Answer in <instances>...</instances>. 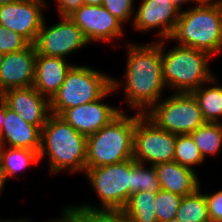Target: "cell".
Listing matches in <instances>:
<instances>
[{
	"label": "cell",
	"instance_id": "obj_2",
	"mask_svg": "<svg viewBox=\"0 0 222 222\" xmlns=\"http://www.w3.org/2000/svg\"><path fill=\"white\" fill-rule=\"evenodd\" d=\"M214 1V2H213ZM208 0L180 12L169 39L180 46L191 47L214 55L222 51V0Z\"/></svg>",
	"mask_w": 222,
	"mask_h": 222
},
{
	"label": "cell",
	"instance_id": "obj_4",
	"mask_svg": "<svg viewBox=\"0 0 222 222\" xmlns=\"http://www.w3.org/2000/svg\"><path fill=\"white\" fill-rule=\"evenodd\" d=\"M135 116L121 112L98 132L87 137L86 168H96L133 158Z\"/></svg>",
	"mask_w": 222,
	"mask_h": 222
},
{
	"label": "cell",
	"instance_id": "obj_27",
	"mask_svg": "<svg viewBox=\"0 0 222 222\" xmlns=\"http://www.w3.org/2000/svg\"><path fill=\"white\" fill-rule=\"evenodd\" d=\"M199 148L190 134L176 135L174 161L184 167L191 168L204 161Z\"/></svg>",
	"mask_w": 222,
	"mask_h": 222
},
{
	"label": "cell",
	"instance_id": "obj_24",
	"mask_svg": "<svg viewBox=\"0 0 222 222\" xmlns=\"http://www.w3.org/2000/svg\"><path fill=\"white\" fill-rule=\"evenodd\" d=\"M182 222H211L208 215V204L200 188L194 193L182 197L176 214Z\"/></svg>",
	"mask_w": 222,
	"mask_h": 222
},
{
	"label": "cell",
	"instance_id": "obj_38",
	"mask_svg": "<svg viewBox=\"0 0 222 222\" xmlns=\"http://www.w3.org/2000/svg\"><path fill=\"white\" fill-rule=\"evenodd\" d=\"M0 222H27V220H16V221H13V220H3V221H0Z\"/></svg>",
	"mask_w": 222,
	"mask_h": 222
},
{
	"label": "cell",
	"instance_id": "obj_28",
	"mask_svg": "<svg viewBox=\"0 0 222 222\" xmlns=\"http://www.w3.org/2000/svg\"><path fill=\"white\" fill-rule=\"evenodd\" d=\"M182 196L164 190L156 193V217L158 222H169L176 219Z\"/></svg>",
	"mask_w": 222,
	"mask_h": 222
},
{
	"label": "cell",
	"instance_id": "obj_12",
	"mask_svg": "<svg viewBox=\"0 0 222 222\" xmlns=\"http://www.w3.org/2000/svg\"><path fill=\"white\" fill-rule=\"evenodd\" d=\"M47 7L44 0H20L0 5V26L23 36L34 44L44 21L42 8Z\"/></svg>",
	"mask_w": 222,
	"mask_h": 222
},
{
	"label": "cell",
	"instance_id": "obj_25",
	"mask_svg": "<svg viewBox=\"0 0 222 222\" xmlns=\"http://www.w3.org/2000/svg\"><path fill=\"white\" fill-rule=\"evenodd\" d=\"M200 153L205 159L207 154L214 155L222 145V123H205L190 133Z\"/></svg>",
	"mask_w": 222,
	"mask_h": 222
},
{
	"label": "cell",
	"instance_id": "obj_3",
	"mask_svg": "<svg viewBox=\"0 0 222 222\" xmlns=\"http://www.w3.org/2000/svg\"><path fill=\"white\" fill-rule=\"evenodd\" d=\"M87 137L77 132L61 116L51 114L41 130L40 160L49 156L51 174L70 169L86 171Z\"/></svg>",
	"mask_w": 222,
	"mask_h": 222
},
{
	"label": "cell",
	"instance_id": "obj_1",
	"mask_svg": "<svg viewBox=\"0 0 222 222\" xmlns=\"http://www.w3.org/2000/svg\"><path fill=\"white\" fill-rule=\"evenodd\" d=\"M130 44V45H129ZM128 58L124 83L126 101L138 113H146L161 99L165 83L161 62V41L147 45L128 43ZM145 110V111H144Z\"/></svg>",
	"mask_w": 222,
	"mask_h": 222
},
{
	"label": "cell",
	"instance_id": "obj_16",
	"mask_svg": "<svg viewBox=\"0 0 222 222\" xmlns=\"http://www.w3.org/2000/svg\"><path fill=\"white\" fill-rule=\"evenodd\" d=\"M0 95L8 108L41 130L51 115L50 100L41 95L33 86L8 89Z\"/></svg>",
	"mask_w": 222,
	"mask_h": 222
},
{
	"label": "cell",
	"instance_id": "obj_8",
	"mask_svg": "<svg viewBox=\"0 0 222 222\" xmlns=\"http://www.w3.org/2000/svg\"><path fill=\"white\" fill-rule=\"evenodd\" d=\"M85 175L101 201V209H123L131 195L130 159L96 168Z\"/></svg>",
	"mask_w": 222,
	"mask_h": 222
},
{
	"label": "cell",
	"instance_id": "obj_33",
	"mask_svg": "<svg viewBox=\"0 0 222 222\" xmlns=\"http://www.w3.org/2000/svg\"><path fill=\"white\" fill-rule=\"evenodd\" d=\"M4 115H5V100L0 95V134H1V130H2Z\"/></svg>",
	"mask_w": 222,
	"mask_h": 222
},
{
	"label": "cell",
	"instance_id": "obj_31",
	"mask_svg": "<svg viewBox=\"0 0 222 222\" xmlns=\"http://www.w3.org/2000/svg\"><path fill=\"white\" fill-rule=\"evenodd\" d=\"M208 204V215L211 222H222V190L215 194H204Z\"/></svg>",
	"mask_w": 222,
	"mask_h": 222
},
{
	"label": "cell",
	"instance_id": "obj_23",
	"mask_svg": "<svg viewBox=\"0 0 222 222\" xmlns=\"http://www.w3.org/2000/svg\"><path fill=\"white\" fill-rule=\"evenodd\" d=\"M203 85L194 90L203 118L206 123H221L222 117V86H213L203 89Z\"/></svg>",
	"mask_w": 222,
	"mask_h": 222
},
{
	"label": "cell",
	"instance_id": "obj_20",
	"mask_svg": "<svg viewBox=\"0 0 222 222\" xmlns=\"http://www.w3.org/2000/svg\"><path fill=\"white\" fill-rule=\"evenodd\" d=\"M62 213L65 222H129L123 209H101L86 204L67 207Z\"/></svg>",
	"mask_w": 222,
	"mask_h": 222
},
{
	"label": "cell",
	"instance_id": "obj_29",
	"mask_svg": "<svg viewBox=\"0 0 222 222\" xmlns=\"http://www.w3.org/2000/svg\"><path fill=\"white\" fill-rule=\"evenodd\" d=\"M29 45L30 43L20 34L0 26V52L4 54L18 52Z\"/></svg>",
	"mask_w": 222,
	"mask_h": 222
},
{
	"label": "cell",
	"instance_id": "obj_42",
	"mask_svg": "<svg viewBox=\"0 0 222 222\" xmlns=\"http://www.w3.org/2000/svg\"><path fill=\"white\" fill-rule=\"evenodd\" d=\"M1 148H2V143H1V140H0V151H1Z\"/></svg>",
	"mask_w": 222,
	"mask_h": 222
},
{
	"label": "cell",
	"instance_id": "obj_7",
	"mask_svg": "<svg viewBox=\"0 0 222 222\" xmlns=\"http://www.w3.org/2000/svg\"><path fill=\"white\" fill-rule=\"evenodd\" d=\"M157 103L144 115L165 131L176 135L190 134L206 123L192 93L175 92Z\"/></svg>",
	"mask_w": 222,
	"mask_h": 222
},
{
	"label": "cell",
	"instance_id": "obj_36",
	"mask_svg": "<svg viewBox=\"0 0 222 222\" xmlns=\"http://www.w3.org/2000/svg\"><path fill=\"white\" fill-rule=\"evenodd\" d=\"M5 179H4V176L1 174L0 172V192L3 190V186L5 185Z\"/></svg>",
	"mask_w": 222,
	"mask_h": 222
},
{
	"label": "cell",
	"instance_id": "obj_32",
	"mask_svg": "<svg viewBox=\"0 0 222 222\" xmlns=\"http://www.w3.org/2000/svg\"><path fill=\"white\" fill-rule=\"evenodd\" d=\"M60 16H69L82 5L84 0H56Z\"/></svg>",
	"mask_w": 222,
	"mask_h": 222
},
{
	"label": "cell",
	"instance_id": "obj_18",
	"mask_svg": "<svg viewBox=\"0 0 222 222\" xmlns=\"http://www.w3.org/2000/svg\"><path fill=\"white\" fill-rule=\"evenodd\" d=\"M72 66L64 58L37 53L33 87L41 95L51 100L64 82L65 76Z\"/></svg>",
	"mask_w": 222,
	"mask_h": 222
},
{
	"label": "cell",
	"instance_id": "obj_37",
	"mask_svg": "<svg viewBox=\"0 0 222 222\" xmlns=\"http://www.w3.org/2000/svg\"><path fill=\"white\" fill-rule=\"evenodd\" d=\"M20 0H0V5H5V4H9V3H14Z\"/></svg>",
	"mask_w": 222,
	"mask_h": 222
},
{
	"label": "cell",
	"instance_id": "obj_11",
	"mask_svg": "<svg viewBox=\"0 0 222 222\" xmlns=\"http://www.w3.org/2000/svg\"><path fill=\"white\" fill-rule=\"evenodd\" d=\"M120 83L112 78V86L99 99L66 109L60 116L80 134L86 137L95 134L122 112L100 102L116 90Z\"/></svg>",
	"mask_w": 222,
	"mask_h": 222
},
{
	"label": "cell",
	"instance_id": "obj_26",
	"mask_svg": "<svg viewBox=\"0 0 222 222\" xmlns=\"http://www.w3.org/2000/svg\"><path fill=\"white\" fill-rule=\"evenodd\" d=\"M144 165L130 159L131 194L141 191L157 193L160 190L154 166L146 169Z\"/></svg>",
	"mask_w": 222,
	"mask_h": 222
},
{
	"label": "cell",
	"instance_id": "obj_30",
	"mask_svg": "<svg viewBox=\"0 0 222 222\" xmlns=\"http://www.w3.org/2000/svg\"><path fill=\"white\" fill-rule=\"evenodd\" d=\"M134 0H103V6L122 24L133 14Z\"/></svg>",
	"mask_w": 222,
	"mask_h": 222
},
{
	"label": "cell",
	"instance_id": "obj_13",
	"mask_svg": "<svg viewBox=\"0 0 222 222\" xmlns=\"http://www.w3.org/2000/svg\"><path fill=\"white\" fill-rule=\"evenodd\" d=\"M68 17L82 31L88 43L112 41L123 35V24L103 5L84 4Z\"/></svg>",
	"mask_w": 222,
	"mask_h": 222
},
{
	"label": "cell",
	"instance_id": "obj_35",
	"mask_svg": "<svg viewBox=\"0 0 222 222\" xmlns=\"http://www.w3.org/2000/svg\"><path fill=\"white\" fill-rule=\"evenodd\" d=\"M85 5H95L101 6L103 5V0H84Z\"/></svg>",
	"mask_w": 222,
	"mask_h": 222
},
{
	"label": "cell",
	"instance_id": "obj_22",
	"mask_svg": "<svg viewBox=\"0 0 222 222\" xmlns=\"http://www.w3.org/2000/svg\"><path fill=\"white\" fill-rule=\"evenodd\" d=\"M155 202L156 193L135 192L130 195L123 211L129 222H158Z\"/></svg>",
	"mask_w": 222,
	"mask_h": 222
},
{
	"label": "cell",
	"instance_id": "obj_14",
	"mask_svg": "<svg viewBox=\"0 0 222 222\" xmlns=\"http://www.w3.org/2000/svg\"><path fill=\"white\" fill-rule=\"evenodd\" d=\"M36 56L34 44L21 51L4 55L0 66V94L12 88L33 86Z\"/></svg>",
	"mask_w": 222,
	"mask_h": 222
},
{
	"label": "cell",
	"instance_id": "obj_39",
	"mask_svg": "<svg viewBox=\"0 0 222 222\" xmlns=\"http://www.w3.org/2000/svg\"><path fill=\"white\" fill-rule=\"evenodd\" d=\"M4 55H5L4 53L0 52V66L3 61Z\"/></svg>",
	"mask_w": 222,
	"mask_h": 222
},
{
	"label": "cell",
	"instance_id": "obj_6",
	"mask_svg": "<svg viewBox=\"0 0 222 222\" xmlns=\"http://www.w3.org/2000/svg\"><path fill=\"white\" fill-rule=\"evenodd\" d=\"M112 86V78L87 66H75L50 100L51 114L60 116L66 109L99 99Z\"/></svg>",
	"mask_w": 222,
	"mask_h": 222
},
{
	"label": "cell",
	"instance_id": "obj_17",
	"mask_svg": "<svg viewBox=\"0 0 222 222\" xmlns=\"http://www.w3.org/2000/svg\"><path fill=\"white\" fill-rule=\"evenodd\" d=\"M2 146L27 148L39 152L41 146V129L26 122L18 113L12 111L5 103V115L0 134Z\"/></svg>",
	"mask_w": 222,
	"mask_h": 222
},
{
	"label": "cell",
	"instance_id": "obj_21",
	"mask_svg": "<svg viewBox=\"0 0 222 222\" xmlns=\"http://www.w3.org/2000/svg\"><path fill=\"white\" fill-rule=\"evenodd\" d=\"M40 161V154L36 150L27 148L2 146L0 151V172L4 176L5 181L16 175L30 164H37Z\"/></svg>",
	"mask_w": 222,
	"mask_h": 222
},
{
	"label": "cell",
	"instance_id": "obj_41",
	"mask_svg": "<svg viewBox=\"0 0 222 222\" xmlns=\"http://www.w3.org/2000/svg\"><path fill=\"white\" fill-rule=\"evenodd\" d=\"M169 222H182V221L177 220V219H174V220H171V221H169Z\"/></svg>",
	"mask_w": 222,
	"mask_h": 222
},
{
	"label": "cell",
	"instance_id": "obj_10",
	"mask_svg": "<svg viewBox=\"0 0 222 222\" xmlns=\"http://www.w3.org/2000/svg\"><path fill=\"white\" fill-rule=\"evenodd\" d=\"M61 19L51 27L45 26L44 19L34 42L38 54L65 59V56L88 44L82 31L68 16Z\"/></svg>",
	"mask_w": 222,
	"mask_h": 222
},
{
	"label": "cell",
	"instance_id": "obj_34",
	"mask_svg": "<svg viewBox=\"0 0 222 222\" xmlns=\"http://www.w3.org/2000/svg\"><path fill=\"white\" fill-rule=\"evenodd\" d=\"M170 2H172L173 4H175L179 9H181V5L183 3H186V2H196L197 4H201V3H206L208 0H168Z\"/></svg>",
	"mask_w": 222,
	"mask_h": 222
},
{
	"label": "cell",
	"instance_id": "obj_19",
	"mask_svg": "<svg viewBox=\"0 0 222 222\" xmlns=\"http://www.w3.org/2000/svg\"><path fill=\"white\" fill-rule=\"evenodd\" d=\"M154 169L161 190L184 197L200 188L199 179L195 171L175 161L154 165Z\"/></svg>",
	"mask_w": 222,
	"mask_h": 222
},
{
	"label": "cell",
	"instance_id": "obj_15",
	"mask_svg": "<svg viewBox=\"0 0 222 222\" xmlns=\"http://www.w3.org/2000/svg\"><path fill=\"white\" fill-rule=\"evenodd\" d=\"M180 9L168 0H143L142 5L134 15L133 23L137 30H159L162 40L169 39L176 27Z\"/></svg>",
	"mask_w": 222,
	"mask_h": 222
},
{
	"label": "cell",
	"instance_id": "obj_5",
	"mask_svg": "<svg viewBox=\"0 0 222 222\" xmlns=\"http://www.w3.org/2000/svg\"><path fill=\"white\" fill-rule=\"evenodd\" d=\"M163 43L161 41V62L165 85L177 93H192L204 83H217L209 71L210 54L180 45L164 54Z\"/></svg>",
	"mask_w": 222,
	"mask_h": 222
},
{
	"label": "cell",
	"instance_id": "obj_40",
	"mask_svg": "<svg viewBox=\"0 0 222 222\" xmlns=\"http://www.w3.org/2000/svg\"><path fill=\"white\" fill-rule=\"evenodd\" d=\"M53 222H65L63 219H62V217H61V219H59V220H54Z\"/></svg>",
	"mask_w": 222,
	"mask_h": 222
},
{
	"label": "cell",
	"instance_id": "obj_9",
	"mask_svg": "<svg viewBox=\"0 0 222 222\" xmlns=\"http://www.w3.org/2000/svg\"><path fill=\"white\" fill-rule=\"evenodd\" d=\"M176 134L157 127L144 114L137 113L134 130L133 159L152 166L174 161Z\"/></svg>",
	"mask_w": 222,
	"mask_h": 222
}]
</instances>
